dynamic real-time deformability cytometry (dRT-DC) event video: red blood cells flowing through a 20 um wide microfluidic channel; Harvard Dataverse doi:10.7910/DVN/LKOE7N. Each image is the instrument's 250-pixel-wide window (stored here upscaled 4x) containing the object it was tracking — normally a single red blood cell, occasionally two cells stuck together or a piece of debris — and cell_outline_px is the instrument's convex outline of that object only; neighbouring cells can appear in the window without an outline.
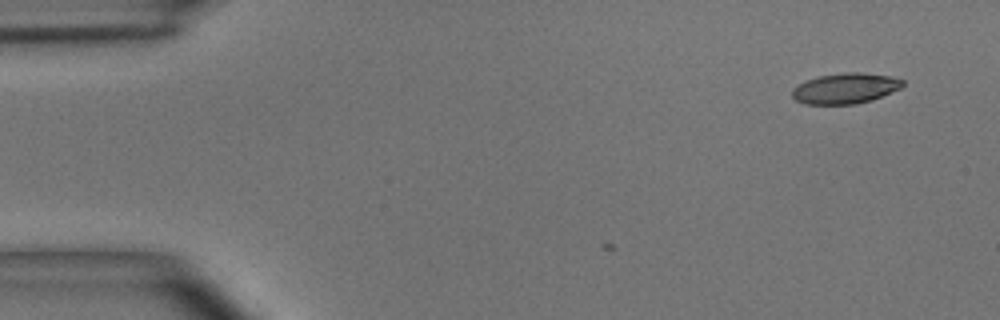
{"species": "common noctule bat (a hibernating species)", "species_latin": "Nyctalus noctula", "temperature_condition": "room temperature", "stored_images_in_passage": 6, "camera_frame_rate_fps": 3000, "um_per_image_px": 0.085, "animal": {"sex": "male", "body_mass_g": 15.6}, "frame": {"image": 1, "passage_image": 6, "time_ms": 1.667, "image_size_px": [1000, 320], "cell_outline_px": [[904, 84], [900, 88], [872, 100], [856, 104], [804, 104], [796, 100], [792, 96], [792, 88], [808, 80], [820, 76], [848, 72], [860, 72], [892, 76], [904, 80]], "centroid_in_image_um": [71.87, 7.51], "position_along_channel_um": 13.1, "area_um2": 19.54}}